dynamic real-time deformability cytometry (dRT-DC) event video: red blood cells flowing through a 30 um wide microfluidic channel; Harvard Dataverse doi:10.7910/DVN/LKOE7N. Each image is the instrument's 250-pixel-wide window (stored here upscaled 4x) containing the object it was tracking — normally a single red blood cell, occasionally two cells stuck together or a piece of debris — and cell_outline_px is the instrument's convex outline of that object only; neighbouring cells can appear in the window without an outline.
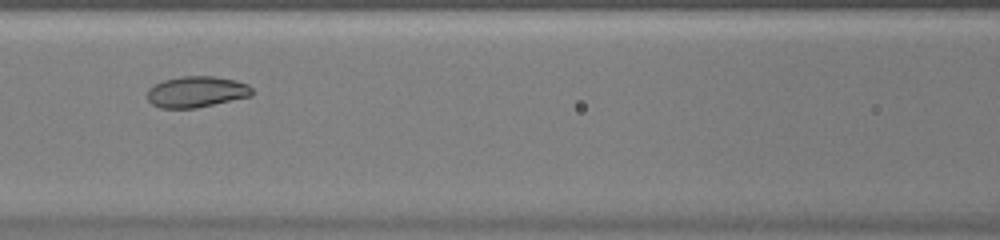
{"species": "common noctule bat (a hibernating species)", "species_latin": "Nyctalus noctula", "temperature_condition": "warm", "stored_images_in_passage": 43, "camera_frame_rate_fps": 3000, "um_per_image_px": 0.085, "animal": {"sex": "female", "body_mass_g": 20.0, "forearm_length_mm": 54.0}, "frame": {"image": 1, "passage_image": 14, "time_ms": 4.333, "image_size_px": [1000, 240], "cell_outline_px": [[252, 96], [196, 108], [160, 108], [152, 104], [148, 100], [148, 88], [164, 80], [180, 76], [212, 76], [236, 80], [248, 84], [252, 88]], "centroid_in_image_um": [16.71, 7.8], "position_along_channel_um": 149.9, "area_um2": 19.02}}
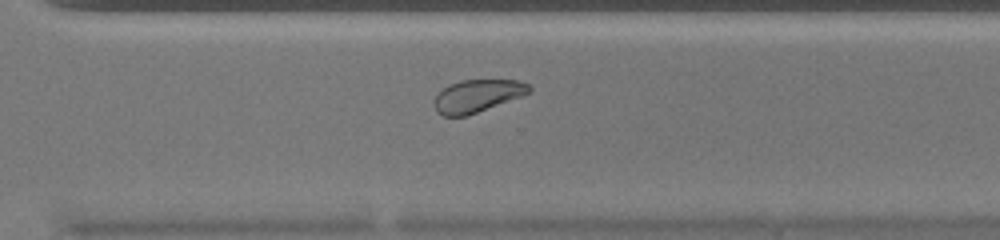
{"frame": {"image": 2, "passage_image": 28, "time_ms": 9.0, "image_size_px": [1000, 240], "cell_outline_px": [[532, 88], [528, 92], [520, 96], [468, 116], [444, 116], [436, 112], [432, 104], [436, 96], [448, 84], [460, 80], [520, 80], [528, 84]], "centroid_in_image_um": [40.52, 8.15], "position_along_channel_um": 330.1, "area_um2": 17.98}}
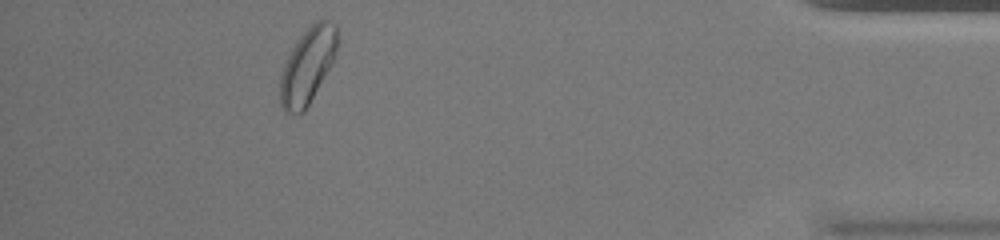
{"frame": {"image": 3, "passage_image": 38, "time_ms": 12.333, "image_size_px": [1000, 240], "cell_outline_px": [[340, 40], [332, 60], [328, 68], [304, 112], [296, 116], [284, 112], [280, 104], [280, 76], [284, 64], [292, 48], [300, 36], [316, 20], [328, 20], [336, 24]], "centroid_in_image_um": [26.13, 5.59], "position_along_channel_um": 409.1, "area_um2": 25.09}, "authors_computed_cell_mechanics": {"area_um2": 20.6924, "velocity_mm_per_s": 3.8631, "shape_relaxation_time_tau1_ms": 3.379, "shape_relaxation_time_tau2_ms": null, "deformation_change_tau1": 0.0816, "deformation_change_tau2": null}}